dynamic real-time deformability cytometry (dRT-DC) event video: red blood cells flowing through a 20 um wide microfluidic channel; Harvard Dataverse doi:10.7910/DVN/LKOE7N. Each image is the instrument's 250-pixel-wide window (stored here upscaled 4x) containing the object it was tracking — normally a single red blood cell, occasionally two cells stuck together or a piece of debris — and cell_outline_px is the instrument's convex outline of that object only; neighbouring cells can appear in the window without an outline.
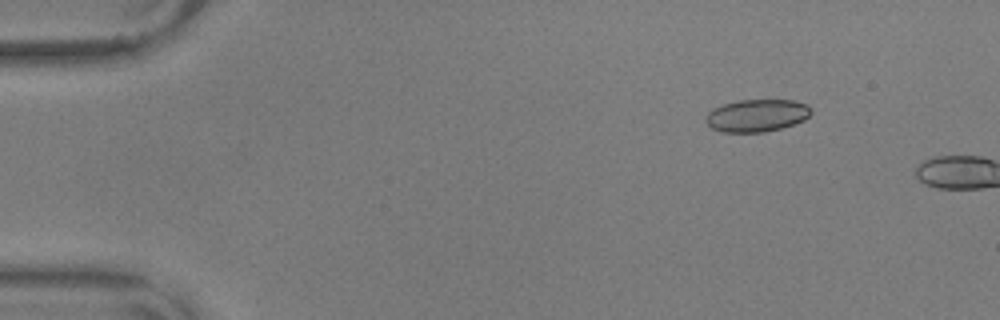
{"species": "common noctule bat (a hibernating species)", "species_latin": "Nyctalus noctula", "temperature_condition": "warm", "stored_images_in_passage": 5, "camera_frame_rate_fps": 3000, "um_per_image_px": 0.085, "animal": {"sex": "male", "body_mass_g": 17.9, "forearm_length_mm": 54.2}, "frame": {"image": 1, "passage_image": 3, "time_ms": 0.667, "image_size_px": [1000, 320], "cell_outline_px": [[812, 112], [804, 120], [780, 128], [764, 132], [720, 132], [712, 128], [704, 120], [708, 112], [712, 108], [724, 104], [740, 100], [792, 100], [808, 104]], "centroid_in_image_um": [64.31, 9.81], "position_along_channel_um": 20.7, "area_um2": 19.88}}